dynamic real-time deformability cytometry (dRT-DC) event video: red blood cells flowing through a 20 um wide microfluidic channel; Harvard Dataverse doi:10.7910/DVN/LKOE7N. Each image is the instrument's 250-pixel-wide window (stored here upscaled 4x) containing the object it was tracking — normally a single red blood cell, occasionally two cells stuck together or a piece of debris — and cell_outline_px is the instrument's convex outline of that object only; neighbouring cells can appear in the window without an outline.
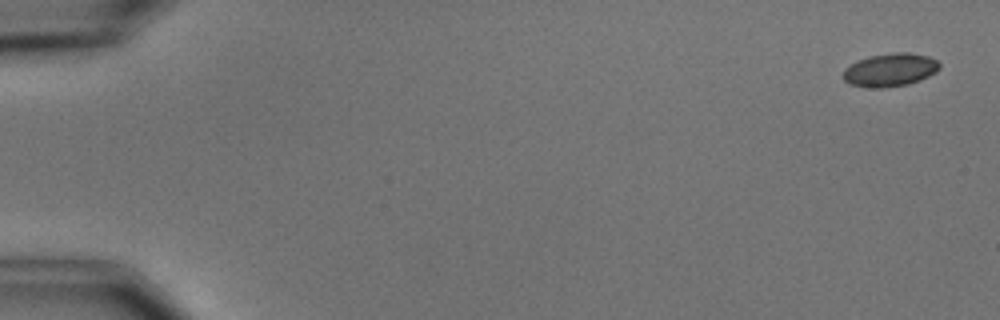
{"species": "common noctule bat (a hibernating species)", "species_latin": "Nyctalus noctula", "temperature_condition": "cold", "stored_images_in_passage": 6, "camera_frame_rate_fps": 3000, "um_per_image_px": 0.085, "animal": {"sex": "male", "body_mass_g": 15.6}, "frame": {"image": 1, "passage_image": 1, "time_ms": 0.0, "image_size_px": [1000, 320], "cell_outline_px": [[940, 68], [936, 72], [920, 80], [908, 84], [884, 88], [872, 88], [848, 84], [844, 80], [844, 68], [856, 60], [868, 56], [892, 52], [908, 52], [928, 56], [936, 60], [940, 64]], "centroid_in_image_um": [75.64, 5.93], "position_along_channel_um": 9.4, "area_um2": 18.84}}
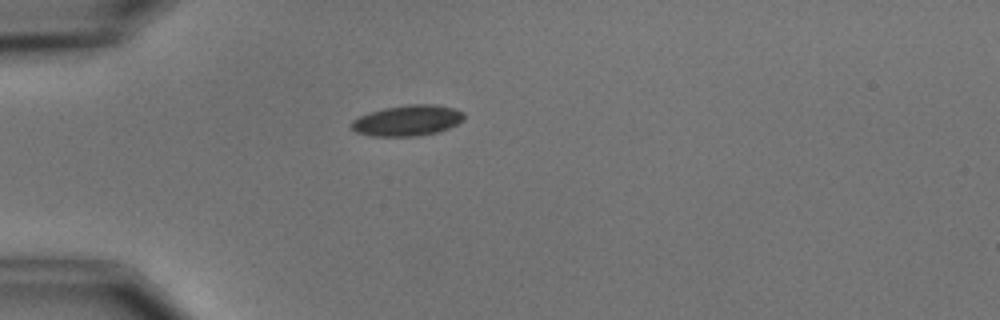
{"frame": {"image": 2, "passage_image": 5, "time_ms": 4.667, "image_size_px": [1000, 320], "cell_outline_px": [[464, 120], [448, 128], [436, 132], [416, 136], [372, 136], [356, 132], [348, 124], [352, 120], [368, 112], [384, 108], [408, 104], [436, 104], [456, 108], [464, 112]], "centroid_in_image_um": [34.63, 10.23], "position_along_channel_um": 50.4, "area_um2": 20.35}}